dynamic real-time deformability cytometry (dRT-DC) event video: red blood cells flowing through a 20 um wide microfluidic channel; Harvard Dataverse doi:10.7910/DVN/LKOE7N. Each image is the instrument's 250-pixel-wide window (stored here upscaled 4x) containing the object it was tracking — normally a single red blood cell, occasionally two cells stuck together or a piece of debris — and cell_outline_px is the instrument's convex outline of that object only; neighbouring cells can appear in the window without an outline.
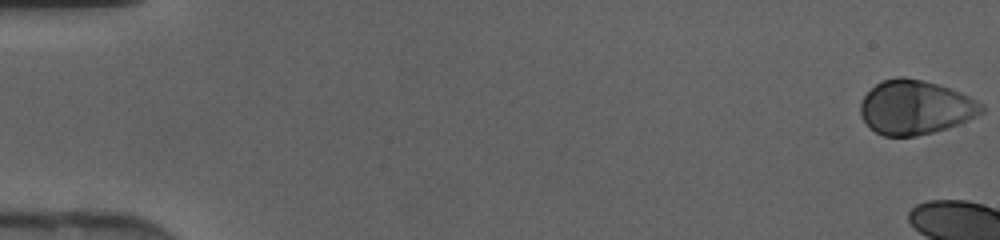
{"species": "human", "species_latin": "Homo sapiens", "temperature_condition": "cold", "stored_images_in_passage": 7, "camera_frame_rate_fps": 3000, "um_per_image_px": 0.085, "donor": {"sex": "female"}, "frame": {"image": 1, "passage_image": 1, "time_ms": 0.0, "image_size_px": [1000, 240], "cell_outline_px": [[984, 112], [976, 116], [948, 128], [916, 136], [884, 136], [868, 128], [860, 112], [860, 104], [864, 96], [876, 84], [884, 80], [896, 76], [904, 76], [936, 84], [960, 92], [984, 104]], "centroid_in_image_um": [77.79, 9.13], "position_along_channel_um": 7.2, "area_um2": 38.09}}